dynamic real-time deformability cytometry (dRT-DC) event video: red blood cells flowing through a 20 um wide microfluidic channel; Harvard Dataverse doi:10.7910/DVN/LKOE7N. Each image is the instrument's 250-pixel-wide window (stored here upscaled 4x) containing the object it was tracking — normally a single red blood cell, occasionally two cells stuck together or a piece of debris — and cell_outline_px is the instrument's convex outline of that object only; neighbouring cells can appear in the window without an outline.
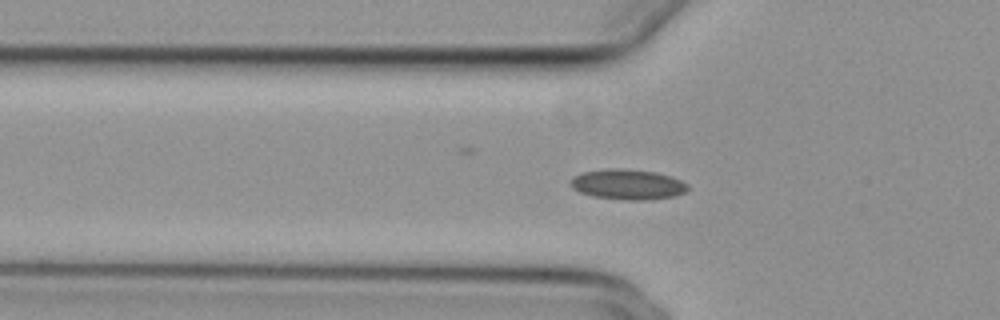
{"species": "common noctule bat (a hibernating species)", "species_latin": "Nyctalus noctula", "temperature_condition": "cold", "stored_images_in_passage": 51, "camera_frame_rate_fps": 3000, "um_per_image_px": 0.085, "animal": {"sex": "female", "body_mass_g": 29.2, "forearm_length_mm": 56.3}, "frame": {"image": 1, "passage_image": 14, "time_ms": 4.333, "image_size_px": [1000, 320], "cell_outline_px": [[688, 188], [684, 192], [676, 196], [648, 200], [624, 200], [592, 196], [580, 192], [572, 188], [572, 176], [584, 172], [608, 168], [624, 168], [656, 172], [672, 176], [688, 184]], "centroid_in_image_um": [53.38, 15.67], "position_along_channel_um": 72.4, "area_um2": 20.81}}
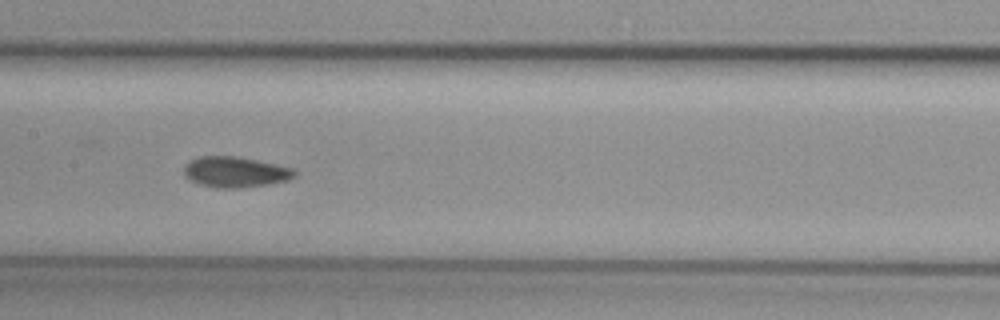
{"frame": {"image": 2, "passage_image": 23, "time_ms": 7.333, "image_size_px": [1000, 320], "cell_outline_px": [[296, 176], [288, 180], [268, 184], [240, 188], [216, 188], [200, 184], [184, 176], [184, 164], [188, 160], [200, 156], [236, 156], [276, 164], [292, 168], [296, 172]], "centroid_in_image_um": [19.97, 14.62], "position_along_channel_um": 187.4, "area_um2": 19.83}}
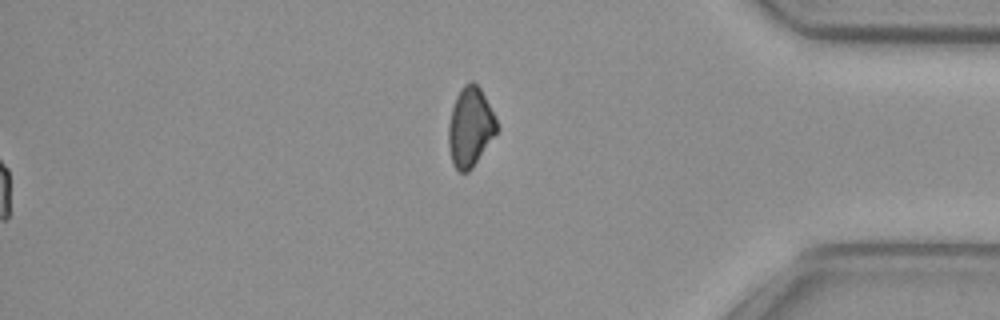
{"frame": {"image": 3, "passage_image": 51, "time_ms": 16.667, "image_size_px": [1000, 320], "cell_outline_px": [[500, 128], [472, 168], [468, 172], [460, 172], [452, 164], [448, 144], [448, 124], [452, 108], [456, 96], [464, 84], [472, 80], [480, 88]], "centroid_in_image_um": [39.96, 10.81], "position_along_channel_um": 395.2, "area_um2": 22.25}, "authors_computed_cell_mechanics": {"area_um2": 19.4208, "velocity_mm_per_s": 3.829, "shape_relaxation_time_tau1_ms": 7.1054, "shape_relaxation_time_tau2_ms": 4.4292, "deformation_change_tau1": 0.1059, "deformation_change_tau2": 0.0586}}